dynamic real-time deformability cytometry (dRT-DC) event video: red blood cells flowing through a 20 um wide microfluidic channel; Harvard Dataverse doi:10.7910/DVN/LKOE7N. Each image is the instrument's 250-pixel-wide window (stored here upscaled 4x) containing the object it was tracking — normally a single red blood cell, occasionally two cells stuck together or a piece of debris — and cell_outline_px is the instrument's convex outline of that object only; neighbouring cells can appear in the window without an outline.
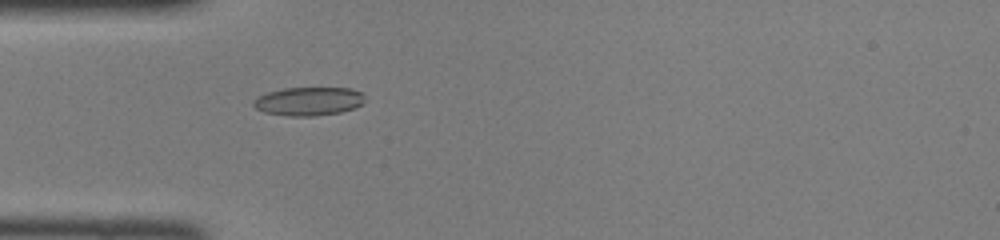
{"species": "common noctule bat (a hibernating species)", "species_latin": "Nyctalus noctula", "temperature_condition": "room temperature", "stored_images_in_passage": 46, "camera_frame_rate_fps": 3000, "um_per_image_px": 0.085, "animal": {"sex": "female", "body_mass_g": 22.0, "forearm_length_mm": 56.7}, "frame": {"image": 1, "passage_image": 14, "time_ms": 4.333, "image_size_px": [1000, 240], "cell_outline_px": [[364, 104], [340, 112], [312, 116], [288, 116], [264, 112], [256, 108], [252, 104], [252, 100], [256, 96], [268, 92], [284, 88], [352, 88], [360, 92], [364, 96]], "centroid_in_image_um": [26.2, 8.6], "position_along_channel_um": 58.8, "area_um2": 18.55}}
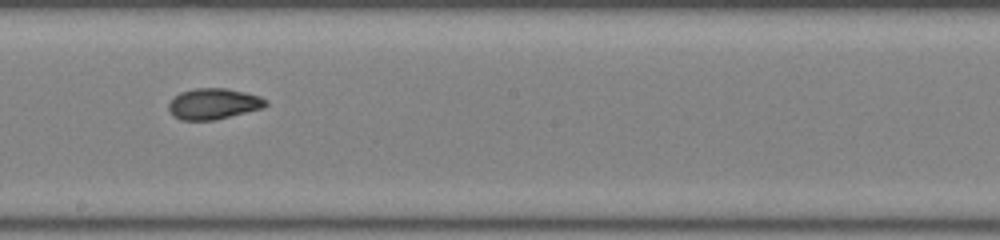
{"frame": {"image": 2, "passage_image": 26, "time_ms": 8.333, "image_size_px": [1000, 240], "cell_outline_px": [[268, 104], [264, 108], [216, 120], [180, 120], [172, 116], [168, 108], [168, 104], [180, 92], [196, 88], [228, 88], [260, 96], [268, 100]], "centroid_in_image_um": [18.17, 8.83], "position_along_channel_um": 230.0, "area_um2": 17.69}}
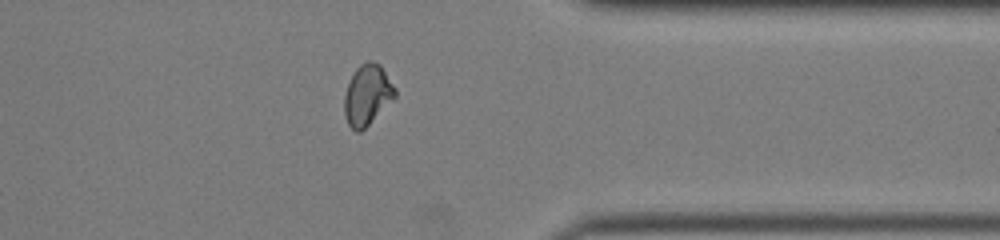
{"frame": {"image": 3, "passage_image": 37, "time_ms": 12.0, "image_size_px": [1000, 240], "cell_outline_px": [[396, 96], [360, 132], [356, 132], [348, 124], [344, 112], [344, 96], [348, 84], [356, 68], [360, 64], [368, 60], [372, 60], [380, 64], [396, 88]], "centroid_in_image_um": [31.22, 8.04], "position_along_channel_um": 380.2, "area_um2": 17.69}}